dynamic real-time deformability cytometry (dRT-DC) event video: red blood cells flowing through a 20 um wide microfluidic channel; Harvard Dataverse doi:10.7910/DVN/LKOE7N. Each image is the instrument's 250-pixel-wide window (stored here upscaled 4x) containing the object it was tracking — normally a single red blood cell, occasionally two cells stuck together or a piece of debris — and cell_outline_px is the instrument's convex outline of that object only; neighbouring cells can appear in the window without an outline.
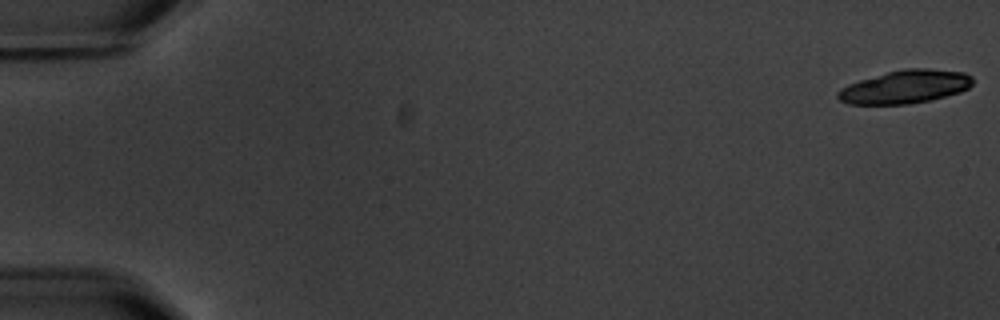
{"species": "common noctule bat (a hibernating species)", "species_latin": "Nyctalus noctula", "temperature_condition": "warm", "stored_images_in_passage": 6, "camera_frame_rate_fps": 3000, "um_per_image_px": 0.085, "animal": {"sex": "male", "body_mass_g": 20.1, "forearm_length_mm": 53.5}, "frame": {"image": 1, "passage_image": 1, "time_ms": 0.0, "image_size_px": [1000, 320], "cell_outline_px": [[972, 84], [968, 88], [960, 92], [932, 100], [908, 104], [848, 104], [840, 100], [836, 96], [836, 92], [840, 88], [848, 84], [860, 80], [888, 72], [904, 68], [928, 68], [964, 72], [972, 76]], "centroid_in_image_um": [76.94, 7.38], "position_along_channel_um": 8.1, "area_um2": 26.18}}
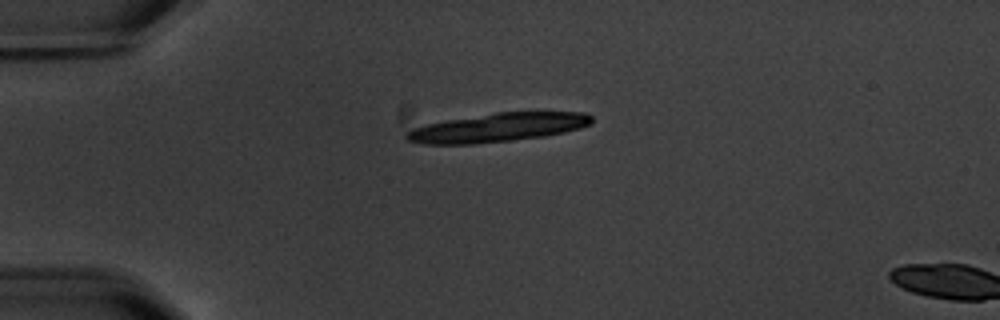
{"frame": {"image": 2, "passage_image": 5, "time_ms": 4.667, "image_size_px": [1000, 320], "cell_outline_px": [[592, 124], [580, 128], [564, 132], [544, 136], [512, 140], [472, 144], [424, 144], [408, 140], [404, 136], [404, 132], [412, 128], [428, 124], [448, 120], [496, 112], [584, 112], [592, 116]], "centroid_in_image_um": [42.32, 10.84], "position_along_channel_um": 42.7, "area_um2": 30.87}}